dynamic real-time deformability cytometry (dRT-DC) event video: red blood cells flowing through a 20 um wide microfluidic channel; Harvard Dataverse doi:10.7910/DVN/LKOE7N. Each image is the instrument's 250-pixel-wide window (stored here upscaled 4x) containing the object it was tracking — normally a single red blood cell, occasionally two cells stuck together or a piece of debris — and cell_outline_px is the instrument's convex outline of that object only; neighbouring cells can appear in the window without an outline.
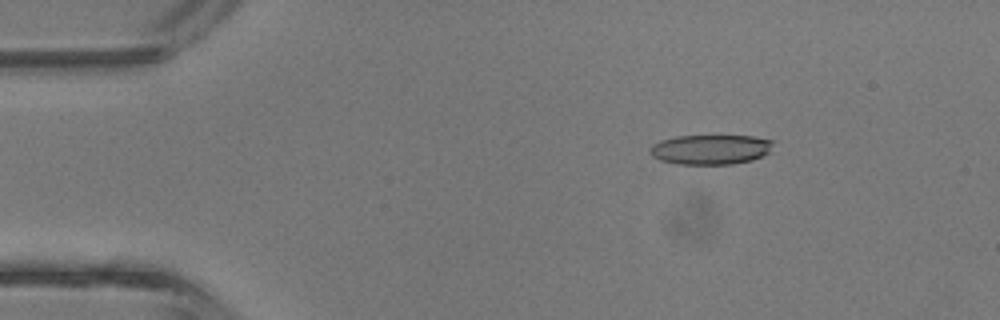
{"species": "common noctule bat (a hibernating species)", "species_latin": "Nyctalus noctula", "temperature_condition": "room temperature", "stored_images_in_passage": 43, "camera_frame_rate_fps": 3000, "um_per_image_px": 0.085, "animal": {"sex": "male", "body_mass_g": 13.3}, "frame": {"image": 1, "passage_image": 7, "time_ms": 2.0, "image_size_px": [1000, 320], "cell_outline_px": [[772, 152], [752, 160], [732, 164], [680, 164], [660, 160], [652, 156], [648, 148], [652, 144], [660, 140], [676, 136], [752, 136], [772, 140]], "centroid_in_image_um": [60.39, 12.7], "position_along_channel_um": 24.6, "area_um2": 21.5}}
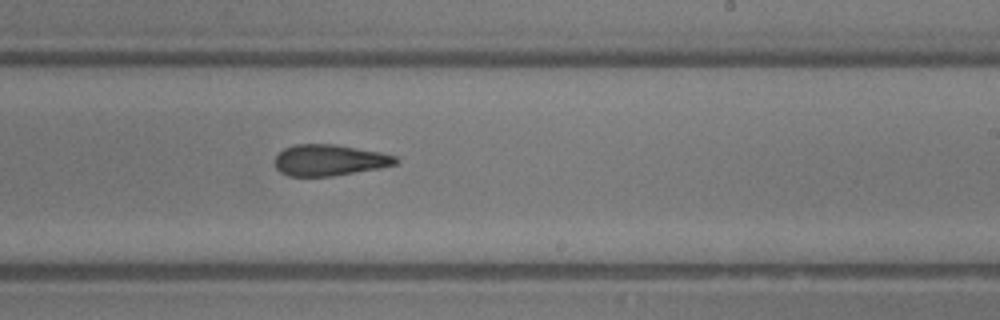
{"frame": {"image": 2, "passage_image": 26, "time_ms": 8.333, "image_size_px": [1000, 320], "cell_outline_px": [[400, 160], [396, 164], [380, 168], [332, 176], [288, 176], [280, 172], [276, 168], [276, 156], [284, 148], [292, 144], [336, 144], [380, 152], [396, 156]], "centroid_in_image_um": [28.01, 13.61], "position_along_channel_um": 261.0, "area_um2": 22.02}}
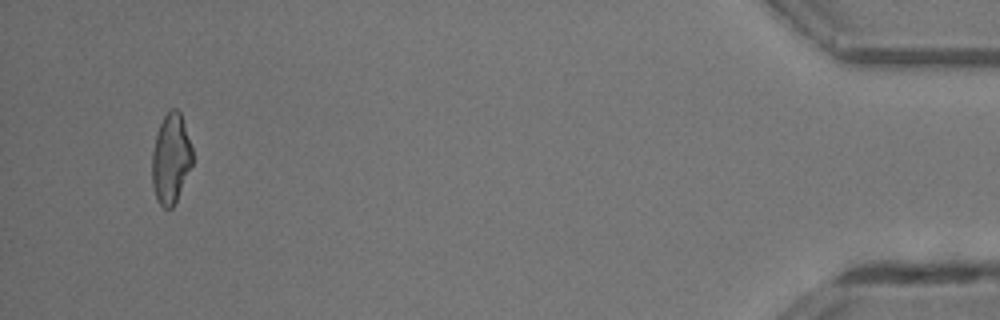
{"frame": {"image": 3, "passage_image": 41, "time_ms": 13.333, "image_size_px": [1000, 320], "cell_outline_px": [[192, 164], [176, 200], [172, 208], [164, 208], [156, 200], [152, 184], [152, 152], [156, 136], [160, 124], [168, 108], [176, 108], [180, 112], [192, 148]], "centroid_in_image_um": [14.51, 13.47], "position_along_channel_um": 420.7, "area_um2": 20.98}}